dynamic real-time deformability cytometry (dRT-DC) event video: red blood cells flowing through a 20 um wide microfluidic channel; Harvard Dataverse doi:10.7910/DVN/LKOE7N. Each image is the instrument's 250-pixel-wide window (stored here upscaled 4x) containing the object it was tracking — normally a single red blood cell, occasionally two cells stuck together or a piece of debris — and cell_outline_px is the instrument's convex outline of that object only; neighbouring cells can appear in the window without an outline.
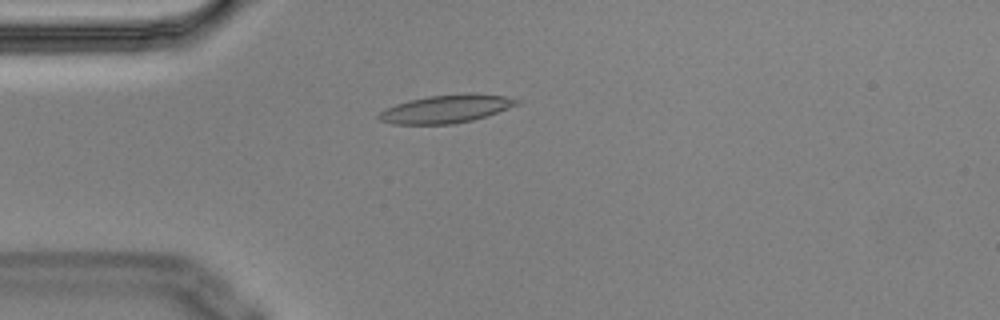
{"species": "Egyptian fruit bat (a non-hibernating species)", "species_latin": "Rousettus aegyptiacus", "temperature_condition": "cold", "stored_images_in_passage": 6, "camera_frame_rate_fps": 3000, "um_per_image_px": 0.085, "animal": {"sex": "male"}, "frame": {"image": 1, "passage_image": 4, "time_ms": 1.0, "image_size_px": [1000, 320], "cell_outline_px": [[524, 100], [520, 104], [472, 120], [452, 124], [392, 124], [380, 120], [376, 116], [384, 108], [408, 100], [428, 96], [468, 92], [504, 96]], "centroid_in_image_um": [37.92, 9.24], "position_along_channel_um": 47.1, "area_um2": 22.72}}